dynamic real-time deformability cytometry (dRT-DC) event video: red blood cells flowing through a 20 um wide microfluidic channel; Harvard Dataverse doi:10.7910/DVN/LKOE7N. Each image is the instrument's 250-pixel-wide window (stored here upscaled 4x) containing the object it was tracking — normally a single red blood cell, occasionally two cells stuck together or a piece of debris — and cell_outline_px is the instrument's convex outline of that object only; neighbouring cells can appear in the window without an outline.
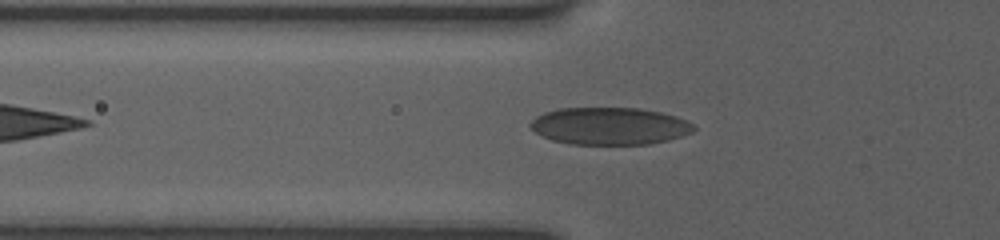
{"species": "human", "species_latin": "Homo sapiens", "temperature_condition": "room temperature", "stored_images_in_passage": 60, "camera_frame_rate_fps": 3000, "um_per_image_px": 0.085, "donor": {"sex": "female"}, "frame": {"image": 1, "passage_image": 10, "time_ms": 2.333, "image_size_px": [1000, 240], "cell_outline_px": [[696, 128], [692, 132], [668, 140], [648, 144], [568, 144], [552, 140], [536, 132], [528, 124], [536, 116], [544, 112], [556, 108], [640, 108], [660, 112], [676, 116], [688, 120]], "centroid_in_image_um": [51.81, 10.7], "position_along_channel_um": 74.0, "area_um2": 35.55}}
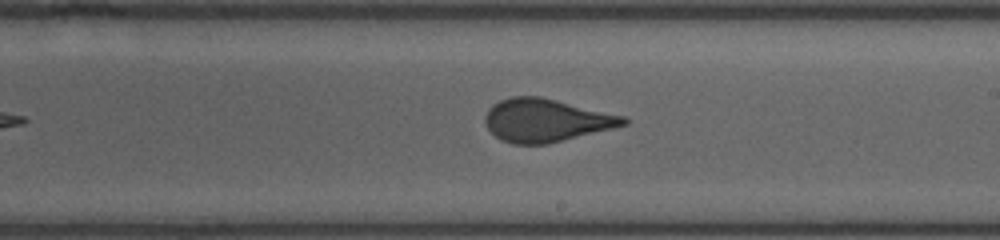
{"frame": {"image": 2, "passage_image": 28, "time_ms": 6.667, "image_size_px": [1000, 240], "cell_outline_px": [[628, 124], [548, 144], [512, 144], [500, 140], [488, 128], [484, 120], [484, 116], [488, 108], [492, 104], [500, 100], [512, 96], [540, 96], [624, 116], [628, 120]], "centroid_in_image_um": [46.37, 10.22], "position_along_channel_um": 242.6, "area_um2": 34.56}}
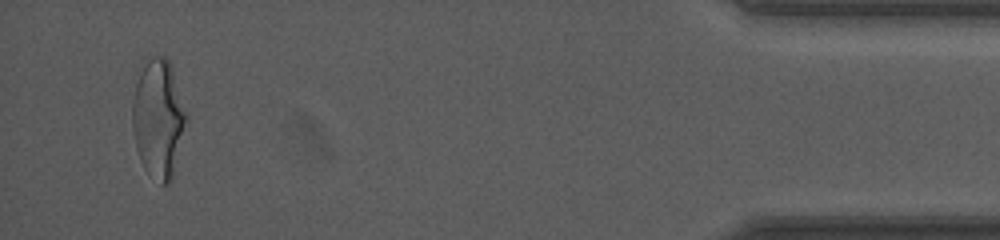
{"frame": {"image": 3, "passage_image": 57, "time_ms": 13.0, "image_size_px": [1000, 240], "cell_outline_px": [[188, 116], [172, 180], [168, 184], [160, 184], [144, 168], [140, 160], [136, 148], [132, 128], [132, 100], [136, 84], [144, 56], [164, 56], [168, 60], [172, 68]], "centroid_in_image_um": [13.45, 10.05], "position_along_channel_um": 421.8, "area_um2": 37.57}}